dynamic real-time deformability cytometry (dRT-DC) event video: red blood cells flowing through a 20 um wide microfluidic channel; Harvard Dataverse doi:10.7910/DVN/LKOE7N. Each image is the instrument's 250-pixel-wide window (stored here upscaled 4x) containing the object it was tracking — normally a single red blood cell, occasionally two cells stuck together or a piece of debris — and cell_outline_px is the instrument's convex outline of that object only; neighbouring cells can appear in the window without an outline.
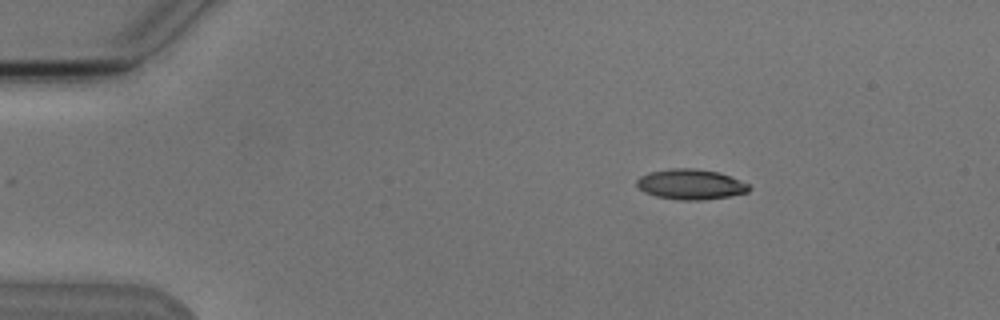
{"species": "Egyptian fruit bat (a non-hibernating species)", "species_latin": "Rousettus aegyptiacus", "temperature_condition": "cold", "stored_images_in_passage": 6, "camera_frame_rate_fps": 3000, "um_per_image_px": 0.085, "animal": {"sex": "male"}, "frame": {"image": 1, "passage_image": 2, "time_ms": 1.333, "image_size_px": [1000, 320], "cell_outline_px": [[752, 188], [748, 192], [728, 196], [700, 200], [680, 200], [656, 196], [644, 192], [636, 184], [636, 180], [640, 176], [648, 172], [672, 168], [696, 168], [716, 172], [740, 180], [748, 184]], "centroid_in_image_um": [58.68, 15.66], "position_along_channel_um": 26.3, "area_um2": 19.71}}
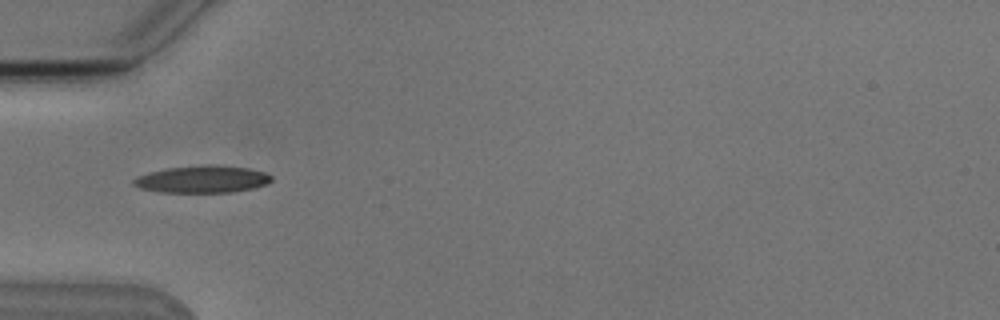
{"frame": {"image": 2, "passage_image": 4, "time_ms": 4.333, "image_size_px": [1000, 320], "cell_outline_px": [[272, 180], [268, 184], [252, 188], [232, 192], [160, 192], [140, 188], [132, 184], [132, 180], [148, 172], [164, 168], [204, 164], [216, 164], [248, 168], [264, 172], [272, 176]], "centroid_in_image_um": [17.2, 15.22], "position_along_channel_um": 67.8, "area_um2": 22.02}}
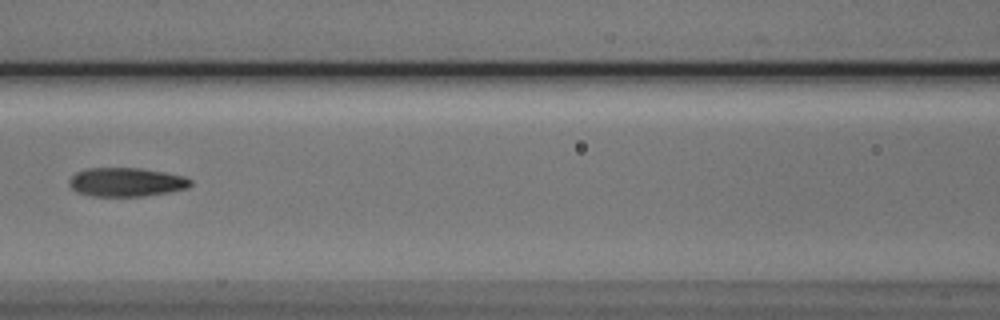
{"frame": {"image": 3, "passage_image": 6, "time_ms": 6.667, "image_size_px": [1000, 320], "cell_outline_px": [[192, 184], [188, 188], [168, 192], [140, 196], [92, 196], [76, 192], [68, 184], [68, 180], [76, 172], [88, 168], [140, 168], [164, 172], [184, 176], [192, 180]], "centroid_in_image_um": [10.72, 15.47], "position_along_channel_um": 155.9, "area_um2": 20.4}}